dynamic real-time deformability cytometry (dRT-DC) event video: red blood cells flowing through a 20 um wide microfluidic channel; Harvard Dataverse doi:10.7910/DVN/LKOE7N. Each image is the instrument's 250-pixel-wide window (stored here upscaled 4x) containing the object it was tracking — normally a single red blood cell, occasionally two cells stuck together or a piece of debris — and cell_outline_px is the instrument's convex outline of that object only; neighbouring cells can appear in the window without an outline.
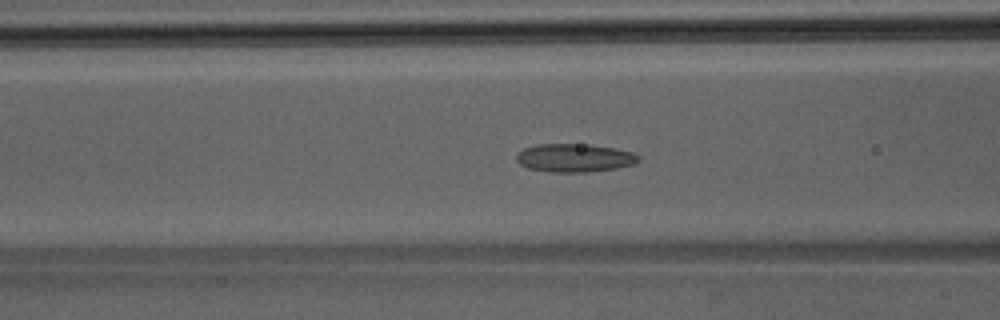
{"species": "Egyptian fruit bat (a non-hibernating species)", "species_latin": "Rousettus aegyptiacus", "temperature_condition": "room temperature", "stored_images_in_passage": 44, "camera_frame_rate_fps": 3000, "um_per_image_px": 0.085, "animal": {"sex": "male"}, "frame": {"image": 1, "passage_image": 17, "time_ms": 5.333, "image_size_px": [1000, 320], "cell_outline_px": [[640, 160], [636, 164], [616, 168], [588, 172], [548, 172], [528, 168], [520, 164], [516, 160], [516, 152], [524, 148], [536, 144], [592, 144], [616, 148], [632, 152], [640, 156]], "centroid_in_image_um": [48.84, 13.41], "position_along_channel_um": 117.8, "area_um2": 20.46}}
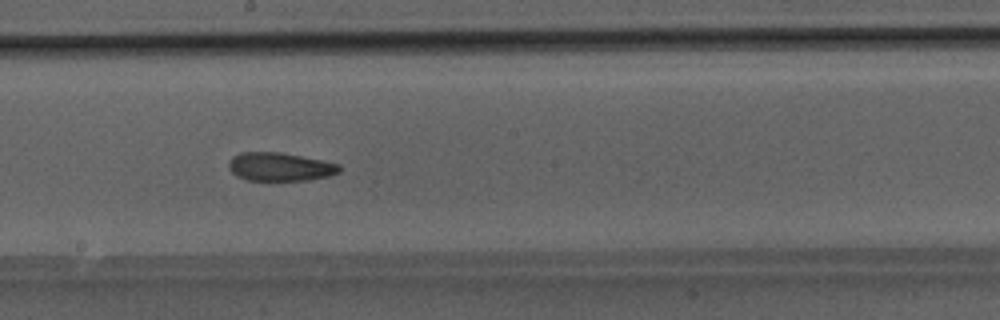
{"frame": {"image": 2, "passage_image": 24, "time_ms": 7.667, "image_size_px": [1000, 320], "cell_outline_px": [[340, 172], [328, 176], [308, 180], [248, 180], [236, 176], [228, 168], [228, 160], [232, 156], [240, 152], [280, 152], [340, 164]], "centroid_in_image_um": [23.75, 14.17], "position_along_channel_um": 224.4, "area_um2": 18.32}}
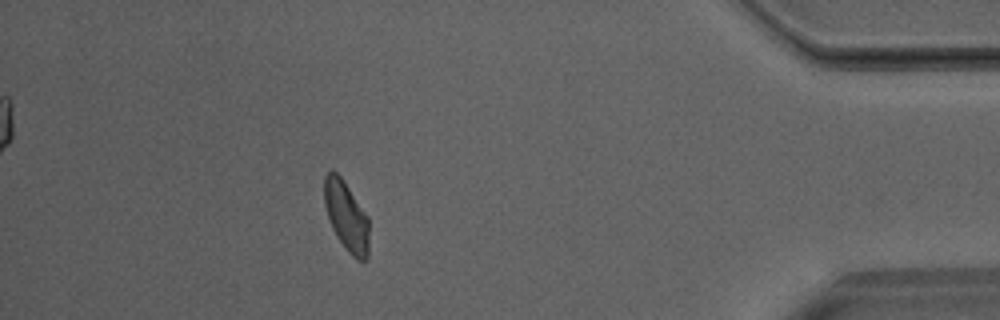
{"frame": {"image": 3, "passage_image": 39, "time_ms": 12.667, "image_size_px": [1000, 320], "cell_outline_px": [[368, 260], [356, 260], [348, 252], [336, 236], [328, 220], [324, 204], [324, 176], [332, 168], [340, 176], [368, 216]], "centroid_in_image_um": [29.42, 18.38], "position_along_channel_um": 405.8, "area_um2": 18.26}}